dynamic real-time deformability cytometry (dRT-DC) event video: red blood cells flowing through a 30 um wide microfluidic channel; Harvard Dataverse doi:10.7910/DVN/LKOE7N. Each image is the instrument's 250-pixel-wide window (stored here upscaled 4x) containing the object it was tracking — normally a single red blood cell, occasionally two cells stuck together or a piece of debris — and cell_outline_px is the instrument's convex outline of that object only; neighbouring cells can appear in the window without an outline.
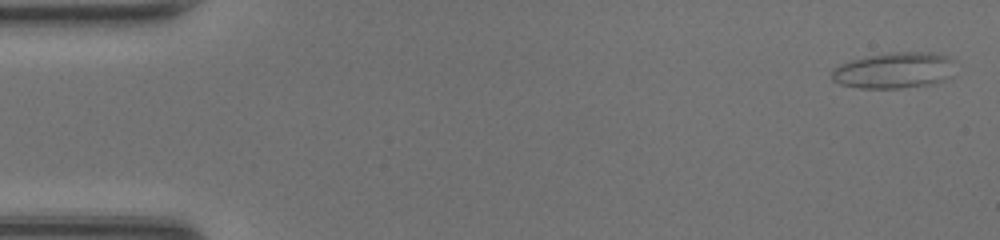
{"species": "common noctule bat (a hibernating species)", "species_latin": "Nyctalus noctula", "temperature_condition": "room temperature", "stored_images_in_passage": 48, "segment_of_instrument_passage": [1, 2], "camera_frame_rate_fps": 3000, "um_per_image_px": 0.085, "animal": {"sex": "female", "body_mass_g": 20.0, "forearm_length_mm": 54.0}, "frame": {"image": 1, "passage_image": 2, "time_ms": 0.333, "image_size_px": [1000, 240], "cell_outline_px": [[952, 60], [948, 76], [944, 80], [936, 84], [900, 88], [860, 88], [840, 84], [832, 80], [832, 68], [840, 64], [852, 60], [868, 56], [892, 52], [932, 52], [948, 56]], "centroid_in_image_um": [75.96, 5.99], "position_along_channel_um": 9.0, "area_um2": 25.72}}
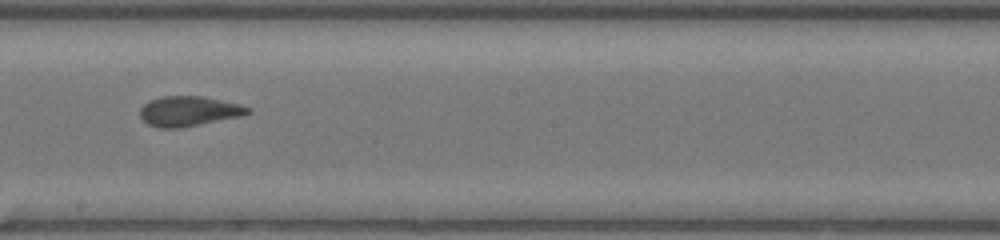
{"frame": {"image": 2, "passage_image": 27, "time_ms": 8.667, "image_size_px": [1000, 240], "cell_outline_px": [[252, 112], [240, 116], [180, 128], [160, 128], [148, 124], [140, 116], [140, 108], [144, 104], [160, 96], [204, 96], [240, 104], [252, 108]], "centroid_in_image_um": [16.07, 9.44], "position_along_channel_um": 232.1, "area_um2": 18.79}}
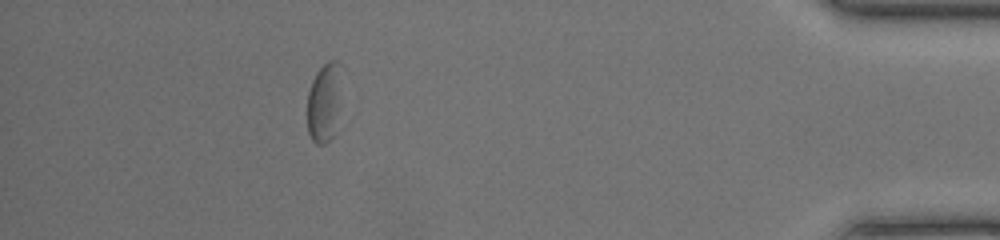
{"frame": {"image": 3, "passage_image": 43, "time_ms": 14.0, "image_size_px": [1000, 240], "cell_outline_px": [[336, 60], [332, 136], [324, 144], [316, 144], [312, 140], [308, 132], [308, 92], [312, 80], [316, 72], [328, 60]], "centroid_in_image_um": [27.36, 8.79], "position_along_channel_um": 407.8, "area_um2": 13.41}}